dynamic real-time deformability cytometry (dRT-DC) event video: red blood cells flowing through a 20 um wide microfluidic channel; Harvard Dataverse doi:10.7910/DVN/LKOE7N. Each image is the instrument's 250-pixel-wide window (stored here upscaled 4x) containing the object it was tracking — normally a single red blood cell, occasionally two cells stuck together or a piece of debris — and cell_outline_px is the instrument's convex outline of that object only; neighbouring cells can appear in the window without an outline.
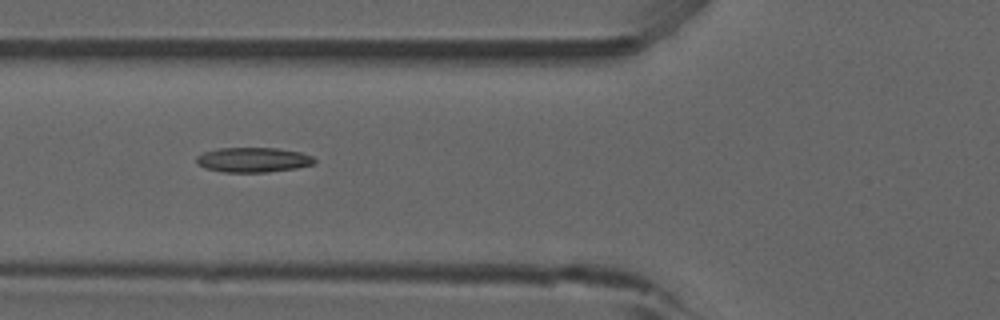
{"species": "common noctule bat (a hibernating species)", "species_latin": "Nyctalus noctula", "temperature_condition": "room temperature", "stored_images_in_passage": 34, "camera_frame_rate_fps": 3000, "um_per_image_px": 0.085, "animal": {"sex": "male", "forearm_length_mm": 52.5}, "frame": {"image": 1, "passage_image": 6, "time_ms": 1.667, "image_size_px": [1000, 320], "cell_outline_px": [[316, 164], [296, 168], [268, 172], [224, 172], [204, 168], [196, 164], [196, 156], [204, 152], [220, 148], [276, 148], [300, 152], [312, 156], [316, 160]], "centroid_in_image_um": [21.52, 13.59], "position_along_channel_um": 104.3, "area_um2": 17.17}}